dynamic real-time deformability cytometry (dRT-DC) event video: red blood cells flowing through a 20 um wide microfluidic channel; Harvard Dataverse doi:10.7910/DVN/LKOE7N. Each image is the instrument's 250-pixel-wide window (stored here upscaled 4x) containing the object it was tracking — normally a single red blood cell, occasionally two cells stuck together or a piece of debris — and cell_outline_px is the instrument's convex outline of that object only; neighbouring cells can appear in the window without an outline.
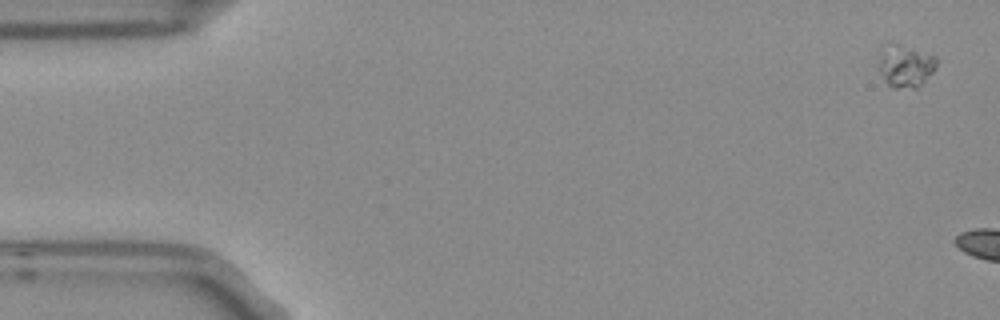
{"species": "Egyptian fruit bat (a non-hibernating species)", "species_latin": "Rousettus aegyptiacus", "temperature_condition": "room temperature", "stored_images_in_passage": 2, "camera_frame_rate_fps": 3000, "um_per_image_px": 0.085, "frame": {"image": 1, "passage_image": 1, "time_ms": 0.0, "image_size_px": [1000, 320], "cell_outline_px": [[936, 68], [916, 88], [892, 88], [884, 80], [876, 68], [880, 52], [888, 40], [892, 40], [936, 56]], "centroid_in_image_um": [76.88, 5.55], "position_along_channel_um": 8.1, "area_um2": 14.85}}